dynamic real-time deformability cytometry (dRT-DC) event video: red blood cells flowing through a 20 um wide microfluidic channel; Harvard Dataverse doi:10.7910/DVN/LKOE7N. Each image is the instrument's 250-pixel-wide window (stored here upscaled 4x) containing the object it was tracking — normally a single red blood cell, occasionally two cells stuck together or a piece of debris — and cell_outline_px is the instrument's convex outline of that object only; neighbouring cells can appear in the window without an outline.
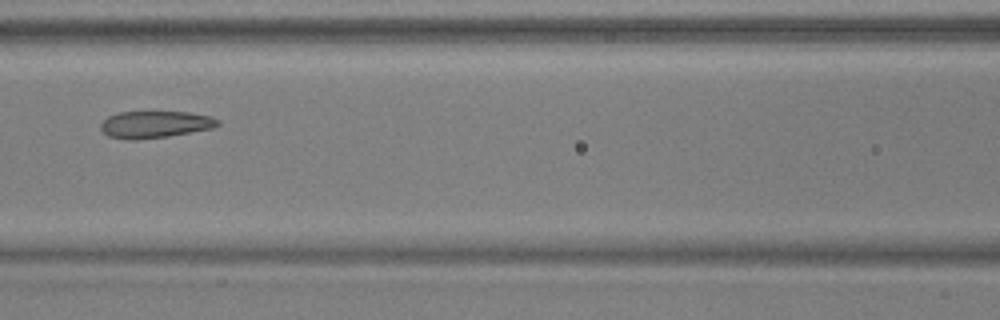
{"species": "common noctule bat (a hibernating species)", "species_latin": "Nyctalus noctula", "temperature_condition": "warm", "stored_images_in_passage": 7, "camera_frame_rate_fps": 3000, "um_per_image_px": 0.085, "animal": {"sex": "male", "body_mass_g": 17.9, "forearm_length_mm": 54.2}, "frame": {"image": 1, "passage_image": 6, "time_ms": 1.667, "image_size_px": [1000, 320], "cell_outline_px": [[220, 124], [212, 128], [168, 136], [136, 140], [124, 140], [108, 136], [100, 128], [100, 124], [108, 116], [120, 112], [188, 112], [212, 116], [220, 120]], "centroid_in_image_um": [13.17, 10.58], "position_along_channel_um": 153.4, "area_um2": 18.44}}
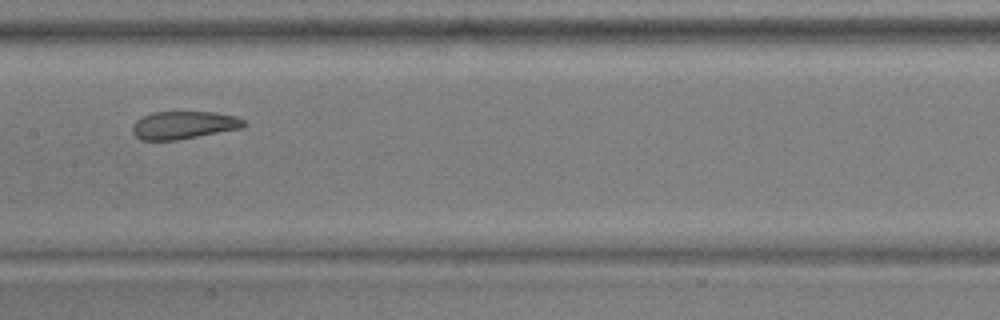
{"frame": {"image": 2, "passage_image": 7, "time_ms": 2.0, "image_size_px": [1000, 320], "cell_outline_px": [[248, 124], [240, 128], [176, 140], [140, 140], [132, 132], [132, 124], [136, 120], [152, 112], [216, 112], [236, 116], [244, 120]], "centroid_in_image_um": [15.6, 10.62], "position_along_channel_um": 191.8, "area_um2": 17.98}}